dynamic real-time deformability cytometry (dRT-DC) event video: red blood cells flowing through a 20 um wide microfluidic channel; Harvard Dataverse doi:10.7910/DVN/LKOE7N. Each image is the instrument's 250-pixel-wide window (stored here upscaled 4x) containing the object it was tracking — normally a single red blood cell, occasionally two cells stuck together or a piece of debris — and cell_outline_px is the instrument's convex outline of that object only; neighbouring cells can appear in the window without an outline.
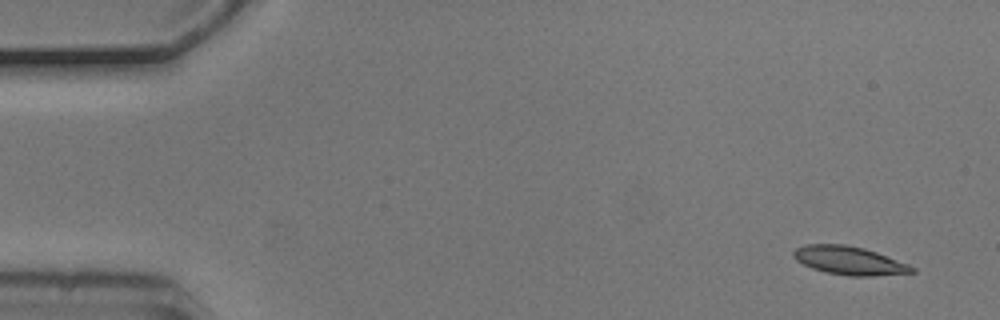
{"species": "common noctule bat (a hibernating species)", "species_latin": "Nyctalus noctula", "temperature_condition": "cold", "stored_images_in_passage": 4, "camera_frame_rate_fps": 3000, "um_per_image_px": 0.085, "animal": {"sex": "male", "body_mass_g": 20.5, "forearm_length_mm": 52.5}, "frame": {"image": 1, "passage_image": 1, "time_ms": 0.0, "image_size_px": [1000, 320], "cell_outline_px": [[916, 272], [872, 276], [848, 276], [828, 272], [812, 268], [796, 260], [792, 256], [792, 252], [796, 248], [808, 244], [844, 244], [864, 248], [876, 252], [908, 264], [916, 268]], "centroid_in_image_um": [72.19, 22.14], "position_along_channel_um": 12.8, "area_um2": 19.48}}
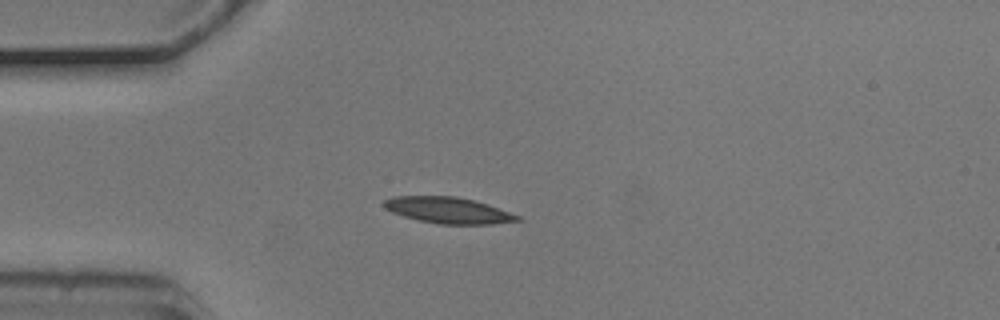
{"frame": {"image": 2, "passage_image": 4, "time_ms": 1.0, "image_size_px": [1000, 320], "cell_outline_px": [[520, 220], [492, 224], [440, 224], [420, 220], [404, 216], [392, 212], [384, 208], [384, 200], [392, 196], [456, 196], [488, 204], [520, 216]], "centroid_in_image_um": [38.08, 17.86], "position_along_channel_um": 46.9, "area_um2": 20.17}}